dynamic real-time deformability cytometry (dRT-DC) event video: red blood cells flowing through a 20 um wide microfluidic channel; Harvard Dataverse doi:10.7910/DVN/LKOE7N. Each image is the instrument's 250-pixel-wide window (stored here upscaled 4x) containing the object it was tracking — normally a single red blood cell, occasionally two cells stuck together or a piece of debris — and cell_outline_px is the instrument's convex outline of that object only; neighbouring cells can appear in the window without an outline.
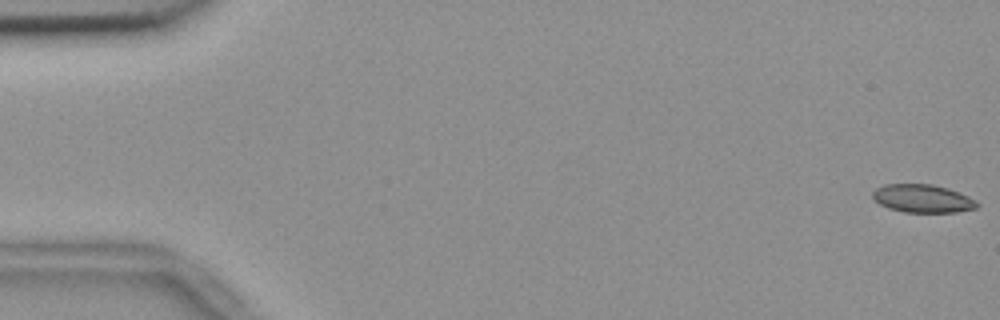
{"species": "common noctule bat (a hibernating species)", "species_latin": "Nyctalus noctula", "temperature_condition": "room temperature", "stored_images_in_passage": 56, "camera_frame_rate_fps": 3000, "um_per_image_px": 0.085, "animal": {"sex": "female", "body_mass_g": 18.4}, "frame": {"image": 1, "passage_image": 1, "time_ms": 0.0, "image_size_px": [1000, 320], "cell_outline_px": [[980, 204], [976, 208], [956, 212], [904, 212], [888, 208], [872, 200], [872, 192], [876, 188], [884, 184], [932, 184], [948, 188], [968, 196], [976, 200]], "centroid_in_image_um": [78.4, 16.87], "position_along_channel_um": 6.6, "area_um2": 17.22}}
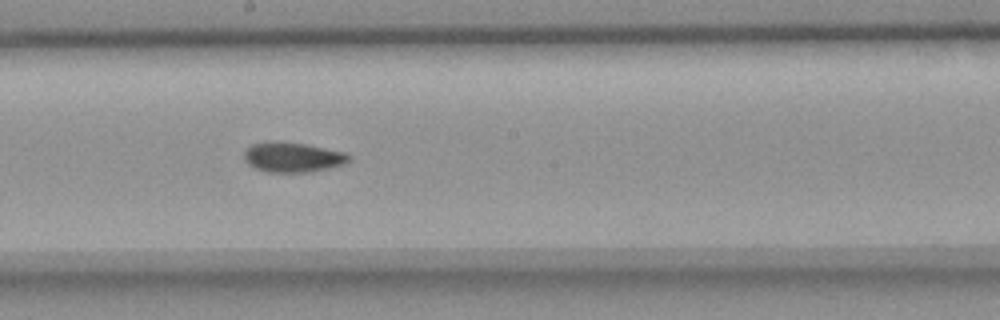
{"frame": {"image": 2, "passage_image": 31, "time_ms": 10.0, "image_size_px": [1000, 320], "cell_outline_px": [[352, 156], [344, 164], [328, 168], [308, 172], [268, 172], [256, 168], [248, 164], [244, 160], [244, 152], [252, 144], [268, 140], [272, 140], [308, 144], [344, 152]], "centroid_in_image_um": [24.86, 13.34], "position_along_channel_um": 223.3, "area_um2": 18.38}}
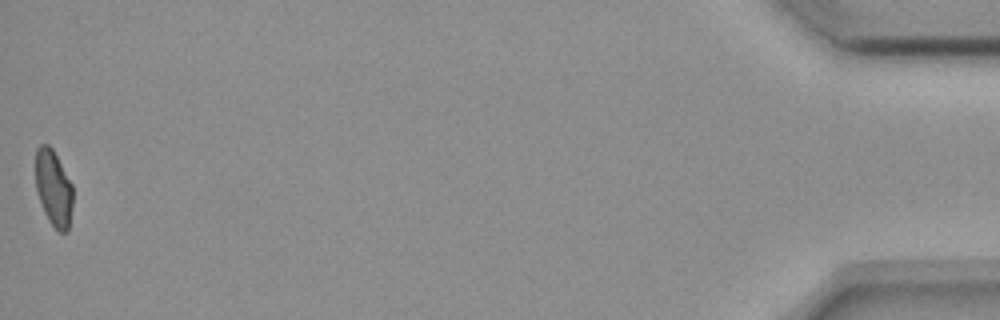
{"frame": {"image": 3, "passage_image": 56, "time_ms": 18.333, "image_size_px": [1000, 320], "cell_outline_px": [[72, 204], [68, 232], [60, 232], [48, 220], [44, 212], [36, 192], [36, 148], [40, 144], [48, 144], [52, 148], [72, 184]], "centroid_in_image_um": [4.54, 15.99], "position_along_channel_um": 430.7, "area_um2": 16.47}, "authors_computed_cell_mechanics": {"area_um2": 17.9469, "velocity_mm_per_s": 3.6575, "shape_relaxation_time_tau1_ms": 6.6181, "shape_relaxation_time_tau2_ms": 5.5182, "deformation_change_tau1": 0.1317, "deformation_change_tau2": 0.0967}}